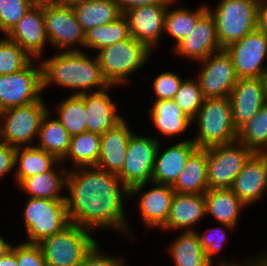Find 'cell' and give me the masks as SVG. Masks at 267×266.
<instances>
[{
    "label": "cell",
    "mask_w": 267,
    "mask_h": 266,
    "mask_svg": "<svg viewBox=\"0 0 267 266\" xmlns=\"http://www.w3.org/2000/svg\"><path fill=\"white\" fill-rule=\"evenodd\" d=\"M66 190L70 193L65 199L70 223L91 231L114 228L128 236L131 229L124 201L130 197L129 190L117 174L97 167L70 168Z\"/></svg>",
    "instance_id": "1"
},
{
    "label": "cell",
    "mask_w": 267,
    "mask_h": 266,
    "mask_svg": "<svg viewBox=\"0 0 267 266\" xmlns=\"http://www.w3.org/2000/svg\"><path fill=\"white\" fill-rule=\"evenodd\" d=\"M58 52L49 59L41 60L43 91L51 84L74 89L72 94L78 95L110 87L102 74L97 55L91 58L82 50Z\"/></svg>",
    "instance_id": "2"
},
{
    "label": "cell",
    "mask_w": 267,
    "mask_h": 266,
    "mask_svg": "<svg viewBox=\"0 0 267 266\" xmlns=\"http://www.w3.org/2000/svg\"><path fill=\"white\" fill-rule=\"evenodd\" d=\"M192 122L198 125L197 135L192 139L198 148L206 149L237 141L229 97L205 99Z\"/></svg>",
    "instance_id": "3"
},
{
    "label": "cell",
    "mask_w": 267,
    "mask_h": 266,
    "mask_svg": "<svg viewBox=\"0 0 267 266\" xmlns=\"http://www.w3.org/2000/svg\"><path fill=\"white\" fill-rule=\"evenodd\" d=\"M259 6L257 0H220L216 8L208 6L222 49L257 29Z\"/></svg>",
    "instance_id": "4"
},
{
    "label": "cell",
    "mask_w": 267,
    "mask_h": 266,
    "mask_svg": "<svg viewBox=\"0 0 267 266\" xmlns=\"http://www.w3.org/2000/svg\"><path fill=\"white\" fill-rule=\"evenodd\" d=\"M151 54L145 44L130 37L100 49L96 55L105 80L110 86H119L129 82L131 74L139 71Z\"/></svg>",
    "instance_id": "5"
},
{
    "label": "cell",
    "mask_w": 267,
    "mask_h": 266,
    "mask_svg": "<svg viewBox=\"0 0 267 266\" xmlns=\"http://www.w3.org/2000/svg\"><path fill=\"white\" fill-rule=\"evenodd\" d=\"M91 230L70 223L61 232L44 238L42 248L47 266H79L97 243Z\"/></svg>",
    "instance_id": "6"
},
{
    "label": "cell",
    "mask_w": 267,
    "mask_h": 266,
    "mask_svg": "<svg viewBox=\"0 0 267 266\" xmlns=\"http://www.w3.org/2000/svg\"><path fill=\"white\" fill-rule=\"evenodd\" d=\"M48 111L43 97L33 103L1 111L0 142L16 148L33 146L42 119Z\"/></svg>",
    "instance_id": "7"
},
{
    "label": "cell",
    "mask_w": 267,
    "mask_h": 266,
    "mask_svg": "<svg viewBox=\"0 0 267 266\" xmlns=\"http://www.w3.org/2000/svg\"><path fill=\"white\" fill-rule=\"evenodd\" d=\"M23 211L27 243L38 244L70 224L65 200L28 197Z\"/></svg>",
    "instance_id": "8"
},
{
    "label": "cell",
    "mask_w": 267,
    "mask_h": 266,
    "mask_svg": "<svg viewBox=\"0 0 267 266\" xmlns=\"http://www.w3.org/2000/svg\"><path fill=\"white\" fill-rule=\"evenodd\" d=\"M252 154L249 148L237 141L207 148L208 188H230Z\"/></svg>",
    "instance_id": "9"
},
{
    "label": "cell",
    "mask_w": 267,
    "mask_h": 266,
    "mask_svg": "<svg viewBox=\"0 0 267 266\" xmlns=\"http://www.w3.org/2000/svg\"><path fill=\"white\" fill-rule=\"evenodd\" d=\"M32 61L23 70L0 75V112L9 108L33 103L42 98V65Z\"/></svg>",
    "instance_id": "10"
},
{
    "label": "cell",
    "mask_w": 267,
    "mask_h": 266,
    "mask_svg": "<svg viewBox=\"0 0 267 266\" xmlns=\"http://www.w3.org/2000/svg\"><path fill=\"white\" fill-rule=\"evenodd\" d=\"M44 18L49 44L59 51H81L76 46H84L85 31L78 23L73 8L60 5L54 0L46 1Z\"/></svg>",
    "instance_id": "11"
},
{
    "label": "cell",
    "mask_w": 267,
    "mask_h": 266,
    "mask_svg": "<svg viewBox=\"0 0 267 266\" xmlns=\"http://www.w3.org/2000/svg\"><path fill=\"white\" fill-rule=\"evenodd\" d=\"M159 137L131 134L122 171L118 174L123 185L130 190L134 186L151 182Z\"/></svg>",
    "instance_id": "12"
},
{
    "label": "cell",
    "mask_w": 267,
    "mask_h": 266,
    "mask_svg": "<svg viewBox=\"0 0 267 266\" xmlns=\"http://www.w3.org/2000/svg\"><path fill=\"white\" fill-rule=\"evenodd\" d=\"M203 66L196 79L205 99L226 98L238 82L232 59L225 49L199 62Z\"/></svg>",
    "instance_id": "13"
},
{
    "label": "cell",
    "mask_w": 267,
    "mask_h": 266,
    "mask_svg": "<svg viewBox=\"0 0 267 266\" xmlns=\"http://www.w3.org/2000/svg\"><path fill=\"white\" fill-rule=\"evenodd\" d=\"M230 55L237 77L260 78L267 69V36L258 29L225 48ZM264 63V64H263Z\"/></svg>",
    "instance_id": "14"
},
{
    "label": "cell",
    "mask_w": 267,
    "mask_h": 266,
    "mask_svg": "<svg viewBox=\"0 0 267 266\" xmlns=\"http://www.w3.org/2000/svg\"><path fill=\"white\" fill-rule=\"evenodd\" d=\"M152 185L148 191H145V186ZM142 190L144 193H142ZM142 193V194H141ZM140 195L137 199L139 216L142 218V222L145 226L151 227V229H160L166 224L171 209L172 199L175 191L172 186L158 184L155 182H148L146 184H140L134 186L129 190V196Z\"/></svg>",
    "instance_id": "15"
},
{
    "label": "cell",
    "mask_w": 267,
    "mask_h": 266,
    "mask_svg": "<svg viewBox=\"0 0 267 266\" xmlns=\"http://www.w3.org/2000/svg\"><path fill=\"white\" fill-rule=\"evenodd\" d=\"M167 8L168 4H156L125 11L123 16L128 22L130 36L152 51L164 33Z\"/></svg>",
    "instance_id": "16"
},
{
    "label": "cell",
    "mask_w": 267,
    "mask_h": 266,
    "mask_svg": "<svg viewBox=\"0 0 267 266\" xmlns=\"http://www.w3.org/2000/svg\"><path fill=\"white\" fill-rule=\"evenodd\" d=\"M6 36L17 42L33 60L42 58L44 47L49 43L45 27L44 2L31 7Z\"/></svg>",
    "instance_id": "17"
},
{
    "label": "cell",
    "mask_w": 267,
    "mask_h": 266,
    "mask_svg": "<svg viewBox=\"0 0 267 266\" xmlns=\"http://www.w3.org/2000/svg\"><path fill=\"white\" fill-rule=\"evenodd\" d=\"M175 54L184 58L203 61L210 54L223 50L217 38L216 24L212 14L207 11L196 23L190 34L174 48Z\"/></svg>",
    "instance_id": "18"
},
{
    "label": "cell",
    "mask_w": 267,
    "mask_h": 266,
    "mask_svg": "<svg viewBox=\"0 0 267 266\" xmlns=\"http://www.w3.org/2000/svg\"><path fill=\"white\" fill-rule=\"evenodd\" d=\"M230 189L247 207L260 200L267 191V155L253 153Z\"/></svg>",
    "instance_id": "19"
},
{
    "label": "cell",
    "mask_w": 267,
    "mask_h": 266,
    "mask_svg": "<svg viewBox=\"0 0 267 266\" xmlns=\"http://www.w3.org/2000/svg\"><path fill=\"white\" fill-rule=\"evenodd\" d=\"M232 119L238 130L265 105L260 78H240L230 93Z\"/></svg>",
    "instance_id": "20"
},
{
    "label": "cell",
    "mask_w": 267,
    "mask_h": 266,
    "mask_svg": "<svg viewBox=\"0 0 267 266\" xmlns=\"http://www.w3.org/2000/svg\"><path fill=\"white\" fill-rule=\"evenodd\" d=\"M159 142L152 172V182L173 186L189 156L198 148L192 139L183 140L160 151Z\"/></svg>",
    "instance_id": "21"
},
{
    "label": "cell",
    "mask_w": 267,
    "mask_h": 266,
    "mask_svg": "<svg viewBox=\"0 0 267 266\" xmlns=\"http://www.w3.org/2000/svg\"><path fill=\"white\" fill-rule=\"evenodd\" d=\"M125 118L101 134L100 155L96 167L109 173L122 171L126 150L133 133Z\"/></svg>",
    "instance_id": "22"
},
{
    "label": "cell",
    "mask_w": 267,
    "mask_h": 266,
    "mask_svg": "<svg viewBox=\"0 0 267 266\" xmlns=\"http://www.w3.org/2000/svg\"><path fill=\"white\" fill-rule=\"evenodd\" d=\"M171 257L174 260L175 266H214L206 257L205 251L202 249L199 237L196 231H183L171 243L169 250ZM258 256L249 258L243 261H227L222 259L218 260L215 266H251Z\"/></svg>",
    "instance_id": "23"
},
{
    "label": "cell",
    "mask_w": 267,
    "mask_h": 266,
    "mask_svg": "<svg viewBox=\"0 0 267 266\" xmlns=\"http://www.w3.org/2000/svg\"><path fill=\"white\" fill-rule=\"evenodd\" d=\"M206 200L204 194H174L170 215L162 227L165 231H196L193 226L206 217ZM193 227V228H192Z\"/></svg>",
    "instance_id": "24"
},
{
    "label": "cell",
    "mask_w": 267,
    "mask_h": 266,
    "mask_svg": "<svg viewBox=\"0 0 267 266\" xmlns=\"http://www.w3.org/2000/svg\"><path fill=\"white\" fill-rule=\"evenodd\" d=\"M114 86L100 91L85 93L86 127L88 132L104 134L120 122L124 116L117 112L116 102L109 96Z\"/></svg>",
    "instance_id": "25"
},
{
    "label": "cell",
    "mask_w": 267,
    "mask_h": 266,
    "mask_svg": "<svg viewBox=\"0 0 267 266\" xmlns=\"http://www.w3.org/2000/svg\"><path fill=\"white\" fill-rule=\"evenodd\" d=\"M149 108L150 121L161 135L176 137L191 126L192 119L174 102V100H154Z\"/></svg>",
    "instance_id": "26"
},
{
    "label": "cell",
    "mask_w": 267,
    "mask_h": 266,
    "mask_svg": "<svg viewBox=\"0 0 267 266\" xmlns=\"http://www.w3.org/2000/svg\"><path fill=\"white\" fill-rule=\"evenodd\" d=\"M60 164L62 163L59 161L50 171L23 179L18 184L19 189L27 192L31 198L65 200L66 196L62 195L61 191L66 189L69 167L59 168Z\"/></svg>",
    "instance_id": "27"
},
{
    "label": "cell",
    "mask_w": 267,
    "mask_h": 266,
    "mask_svg": "<svg viewBox=\"0 0 267 266\" xmlns=\"http://www.w3.org/2000/svg\"><path fill=\"white\" fill-rule=\"evenodd\" d=\"M204 197L206 216L211 215L219 223L233 228L239 223L241 211L247 207L230 188L208 189Z\"/></svg>",
    "instance_id": "28"
},
{
    "label": "cell",
    "mask_w": 267,
    "mask_h": 266,
    "mask_svg": "<svg viewBox=\"0 0 267 266\" xmlns=\"http://www.w3.org/2000/svg\"><path fill=\"white\" fill-rule=\"evenodd\" d=\"M172 189L180 194H204L209 189L207 183V148H197L189 156Z\"/></svg>",
    "instance_id": "29"
},
{
    "label": "cell",
    "mask_w": 267,
    "mask_h": 266,
    "mask_svg": "<svg viewBox=\"0 0 267 266\" xmlns=\"http://www.w3.org/2000/svg\"><path fill=\"white\" fill-rule=\"evenodd\" d=\"M59 161L50 153L33 146L16 148L15 179L18 185L23 179L50 171Z\"/></svg>",
    "instance_id": "30"
},
{
    "label": "cell",
    "mask_w": 267,
    "mask_h": 266,
    "mask_svg": "<svg viewBox=\"0 0 267 266\" xmlns=\"http://www.w3.org/2000/svg\"><path fill=\"white\" fill-rule=\"evenodd\" d=\"M50 114L51 109L42 119L38 143L35 146L50 153L61 162L69 151L71 136L60 121L49 116Z\"/></svg>",
    "instance_id": "31"
},
{
    "label": "cell",
    "mask_w": 267,
    "mask_h": 266,
    "mask_svg": "<svg viewBox=\"0 0 267 266\" xmlns=\"http://www.w3.org/2000/svg\"><path fill=\"white\" fill-rule=\"evenodd\" d=\"M84 31L116 21L123 14L114 0H87L73 7Z\"/></svg>",
    "instance_id": "32"
},
{
    "label": "cell",
    "mask_w": 267,
    "mask_h": 266,
    "mask_svg": "<svg viewBox=\"0 0 267 266\" xmlns=\"http://www.w3.org/2000/svg\"><path fill=\"white\" fill-rule=\"evenodd\" d=\"M176 2V0L169 2L164 24V33L176 39L174 47L191 33L197 21L208 11V6L203 4L196 10L185 7L175 9L170 7Z\"/></svg>",
    "instance_id": "33"
},
{
    "label": "cell",
    "mask_w": 267,
    "mask_h": 266,
    "mask_svg": "<svg viewBox=\"0 0 267 266\" xmlns=\"http://www.w3.org/2000/svg\"><path fill=\"white\" fill-rule=\"evenodd\" d=\"M101 134L83 132L71 137L70 148L62 165L67 160L73 162V168L96 167L100 155Z\"/></svg>",
    "instance_id": "34"
},
{
    "label": "cell",
    "mask_w": 267,
    "mask_h": 266,
    "mask_svg": "<svg viewBox=\"0 0 267 266\" xmlns=\"http://www.w3.org/2000/svg\"><path fill=\"white\" fill-rule=\"evenodd\" d=\"M57 119L69 135L75 136L87 131L85 93L72 94L56 106Z\"/></svg>",
    "instance_id": "35"
},
{
    "label": "cell",
    "mask_w": 267,
    "mask_h": 266,
    "mask_svg": "<svg viewBox=\"0 0 267 266\" xmlns=\"http://www.w3.org/2000/svg\"><path fill=\"white\" fill-rule=\"evenodd\" d=\"M130 37L128 22L122 15L114 22L96 26L86 31L84 47L98 52L100 49Z\"/></svg>",
    "instance_id": "36"
},
{
    "label": "cell",
    "mask_w": 267,
    "mask_h": 266,
    "mask_svg": "<svg viewBox=\"0 0 267 266\" xmlns=\"http://www.w3.org/2000/svg\"><path fill=\"white\" fill-rule=\"evenodd\" d=\"M237 142L245 145L253 153L267 151V105L237 130Z\"/></svg>",
    "instance_id": "37"
},
{
    "label": "cell",
    "mask_w": 267,
    "mask_h": 266,
    "mask_svg": "<svg viewBox=\"0 0 267 266\" xmlns=\"http://www.w3.org/2000/svg\"><path fill=\"white\" fill-rule=\"evenodd\" d=\"M34 61L15 41L6 35L0 38V75L23 70Z\"/></svg>",
    "instance_id": "38"
},
{
    "label": "cell",
    "mask_w": 267,
    "mask_h": 266,
    "mask_svg": "<svg viewBox=\"0 0 267 266\" xmlns=\"http://www.w3.org/2000/svg\"><path fill=\"white\" fill-rule=\"evenodd\" d=\"M173 100L193 120L204 103L205 97L198 81L194 78H187L182 82Z\"/></svg>",
    "instance_id": "39"
},
{
    "label": "cell",
    "mask_w": 267,
    "mask_h": 266,
    "mask_svg": "<svg viewBox=\"0 0 267 266\" xmlns=\"http://www.w3.org/2000/svg\"><path fill=\"white\" fill-rule=\"evenodd\" d=\"M35 4L34 0H0V31L7 35Z\"/></svg>",
    "instance_id": "40"
},
{
    "label": "cell",
    "mask_w": 267,
    "mask_h": 266,
    "mask_svg": "<svg viewBox=\"0 0 267 266\" xmlns=\"http://www.w3.org/2000/svg\"><path fill=\"white\" fill-rule=\"evenodd\" d=\"M235 229L229 225L222 224V227L208 228L203 234L197 232L202 249L205 251L207 259L213 264V255L217 256L223 247L224 241L228 239L224 231Z\"/></svg>",
    "instance_id": "41"
},
{
    "label": "cell",
    "mask_w": 267,
    "mask_h": 266,
    "mask_svg": "<svg viewBox=\"0 0 267 266\" xmlns=\"http://www.w3.org/2000/svg\"><path fill=\"white\" fill-rule=\"evenodd\" d=\"M183 81L177 73L170 71L160 73L153 80L155 100H172Z\"/></svg>",
    "instance_id": "42"
},
{
    "label": "cell",
    "mask_w": 267,
    "mask_h": 266,
    "mask_svg": "<svg viewBox=\"0 0 267 266\" xmlns=\"http://www.w3.org/2000/svg\"><path fill=\"white\" fill-rule=\"evenodd\" d=\"M18 266H47L42 248L36 243L17 244Z\"/></svg>",
    "instance_id": "43"
},
{
    "label": "cell",
    "mask_w": 267,
    "mask_h": 266,
    "mask_svg": "<svg viewBox=\"0 0 267 266\" xmlns=\"http://www.w3.org/2000/svg\"><path fill=\"white\" fill-rule=\"evenodd\" d=\"M100 246L96 243L91 250L86 254L84 260L79 266H125L124 258L117 256H105L102 251L99 250Z\"/></svg>",
    "instance_id": "44"
},
{
    "label": "cell",
    "mask_w": 267,
    "mask_h": 266,
    "mask_svg": "<svg viewBox=\"0 0 267 266\" xmlns=\"http://www.w3.org/2000/svg\"><path fill=\"white\" fill-rule=\"evenodd\" d=\"M16 147L0 142V179L15 169Z\"/></svg>",
    "instance_id": "45"
},
{
    "label": "cell",
    "mask_w": 267,
    "mask_h": 266,
    "mask_svg": "<svg viewBox=\"0 0 267 266\" xmlns=\"http://www.w3.org/2000/svg\"><path fill=\"white\" fill-rule=\"evenodd\" d=\"M118 5L122 14L129 10L141 6L156 5V4H169L171 0H114Z\"/></svg>",
    "instance_id": "46"
},
{
    "label": "cell",
    "mask_w": 267,
    "mask_h": 266,
    "mask_svg": "<svg viewBox=\"0 0 267 266\" xmlns=\"http://www.w3.org/2000/svg\"><path fill=\"white\" fill-rule=\"evenodd\" d=\"M257 29L267 36V2H261L258 9Z\"/></svg>",
    "instance_id": "47"
},
{
    "label": "cell",
    "mask_w": 267,
    "mask_h": 266,
    "mask_svg": "<svg viewBox=\"0 0 267 266\" xmlns=\"http://www.w3.org/2000/svg\"><path fill=\"white\" fill-rule=\"evenodd\" d=\"M0 266H18L17 246H12V248L0 258Z\"/></svg>",
    "instance_id": "48"
},
{
    "label": "cell",
    "mask_w": 267,
    "mask_h": 266,
    "mask_svg": "<svg viewBox=\"0 0 267 266\" xmlns=\"http://www.w3.org/2000/svg\"><path fill=\"white\" fill-rule=\"evenodd\" d=\"M54 1L60 5L73 8L79 4L86 2L87 0H54Z\"/></svg>",
    "instance_id": "49"
},
{
    "label": "cell",
    "mask_w": 267,
    "mask_h": 266,
    "mask_svg": "<svg viewBox=\"0 0 267 266\" xmlns=\"http://www.w3.org/2000/svg\"><path fill=\"white\" fill-rule=\"evenodd\" d=\"M11 248L12 245L5 241L3 236L0 235V258L3 257Z\"/></svg>",
    "instance_id": "50"
},
{
    "label": "cell",
    "mask_w": 267,
    "mask_h": 266,
    "mask_svg": "<svg viewBox=\"0 0 267 266\" xmlns=\"http://www.w3.org/2000/svg\"><path fill=\"white\" fill-rule=\"evenodd\" d=\"M251 266H267V253L259 255Z\"/></svg>",
    "instance_id": "51"
},
{
    "label": "cell",
    "mask_w": 267,
    "mask_h": 266,
    "mask_svg": "<svg viewBox=\"0 0 267 266\" xmlns=\"http://www.w3.org/2000/svg\"><path fill=\"white\" fill-rule=\"evenodd\" d=\"M260 79L262 81V85H263V88H264L265 104L267 105V69L262 73Z\"/></svg>",
    "instance_id": "52"
},
{
    "label": "cell",
    "mask_w": 267,
    "mask_h": 266,
    "mask_svg": "<svg viewBox=\"0 0 267 266\" xmlns=\"http://www.w3.org/2000/svg\"><path fill=\"white\" fill-rule=\"evenodd\" d=\"M36 3L46 2V1H52V0H34Z\"/></svg>",
    "instance_id": "53"
},
{
    "label": "cell",
    "mask_w": 267,
    "mask_h": 266,
    "mask_svg": "<svg viewBox=\"0 0 267 266\" xmlns=\"http://www.w3.org/2000/svg\"><path fill=\"white\" fill-rule=\"evenodd\" d=\"M257 1H259L261 3V2H266L267 0H257Z\"/></svg>",
    "instance_id": "54"
}]
</instances>
